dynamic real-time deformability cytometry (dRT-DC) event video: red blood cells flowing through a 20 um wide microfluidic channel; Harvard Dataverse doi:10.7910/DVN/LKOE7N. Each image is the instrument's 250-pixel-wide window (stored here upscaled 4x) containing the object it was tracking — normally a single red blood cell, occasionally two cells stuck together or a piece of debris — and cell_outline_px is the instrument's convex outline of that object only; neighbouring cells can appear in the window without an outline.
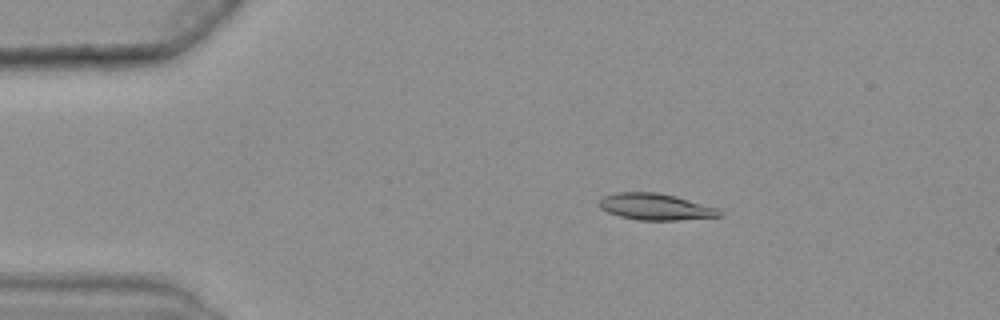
{"species": "common noctule bat (a hibernating species)", "species_latin": "Nyctalus noctula", "temperature_condition": "warm", "stored_images_in_passage": 47, "camera_frame_rate_fps": 3000, "um_per_image_px": 0.085, "animal": {"sex": "female", "body_mass_g": 25.1}, "frame": {"image": 1, "passage_image": 10, "time_ms": 3.0, "image_size_px": [1000, 320], "cell_outline_px": [[720, 216], [680, 220], [636, 220], [620, 216], [608, 212], [600, 208], [600, 200], [604, 196], [616, 192], [656, 192], [676, 196], [716, 208], [720, 212]], "centroid_in_image_um": [55.68, 17.57], "position_along_channel_um": 29.3, "area_um2": 18.32}}
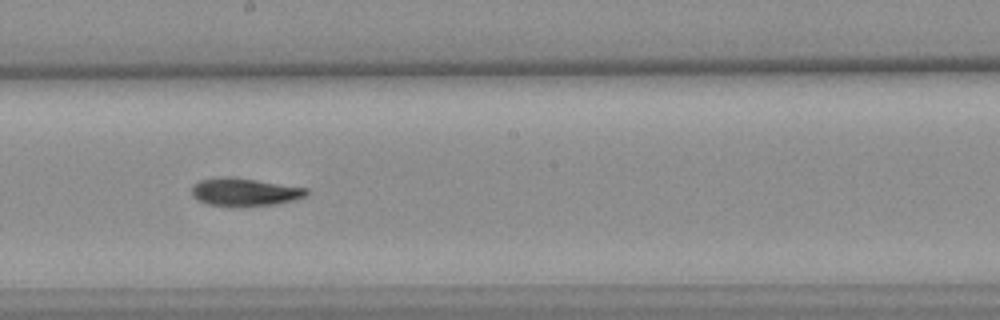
{"frame": {"image": 2, "passage_image": 31, "time_ms": 10.0, "image_size_px": [1000, 320], "cell_outline_px": [[308, 196], [296, 200], [276, 204], [208, 204], [192, 196], [192, 184], [200, 180], [220, 176], [232, 176], [308, 188]], "centroid_in_image_um": [20.83, 16.27], "position_along_channel_um": 227.4, "area_um2": 18.26}}
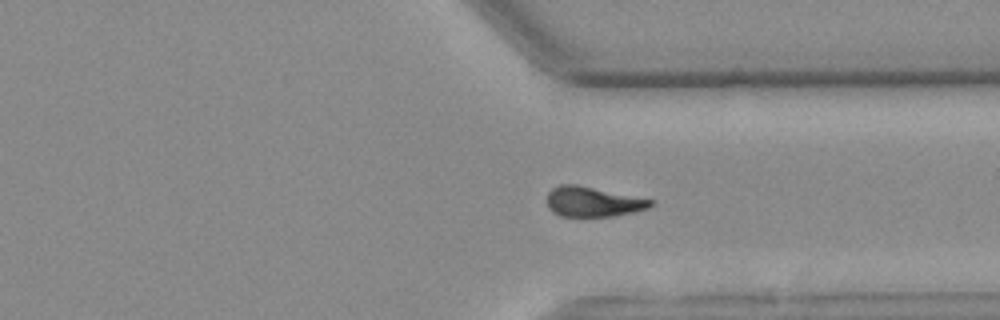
{"frame": {"image": 3, "passage_image": 42, "time_ms": 13.667, "image_size_px": [1000, 320], "cell_outline_px": [[652, 204], [648, 208], [632, 212], [612, 216], [560, 216], [552, 212], [548, 208], [548, 192], [552, 188], [560, 184], [576, 184], [652, 200]], "centroid_in_image_um": [50.33, 17.15], "position_along_channel_um": 361.1, "area_um2": 17.8}}